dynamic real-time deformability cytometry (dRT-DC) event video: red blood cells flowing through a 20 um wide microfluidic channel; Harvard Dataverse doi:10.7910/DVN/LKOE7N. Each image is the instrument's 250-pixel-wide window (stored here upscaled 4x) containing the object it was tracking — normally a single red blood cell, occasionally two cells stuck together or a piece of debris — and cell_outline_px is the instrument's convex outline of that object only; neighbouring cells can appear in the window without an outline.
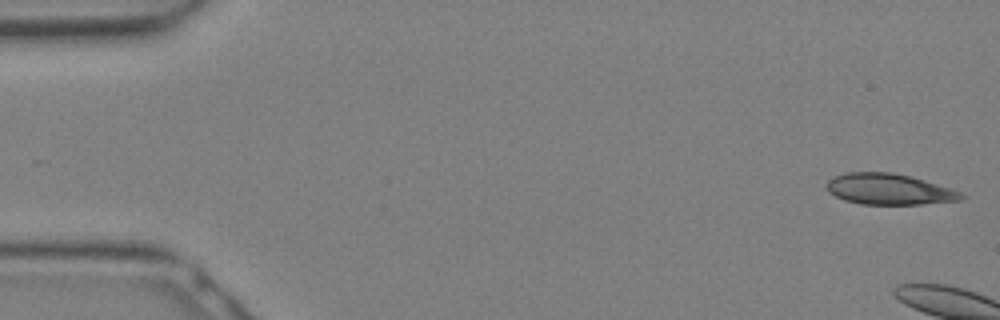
{"species": "Egyptian fruit bat (a non-hibernating species)", "species_latin": "Rousettus aegyptiacus", "temperature_condition": "warm", "stored_images_in_passage": 7, "camera_frame_rate_fps": 3000, "um_per_image_px": 0.085, "animal": {"sex": "female"}, "frame": {"image": 1, "passage_image": 1, "time_ms": 0.0, "image_size_px": [1000, 320], "cell_outline_px": [[968, 196], [960, 200], [920, 204], [860, 204], [844, 200], [828, 192], [824, 184], [832, 176], [848, 172], [892, 172], [924, 180], [960, 192]], "centroid_in_image_um": [75.5, 16.08], "position_along_channel_um": 9.5, "area_um2": 24.22}}